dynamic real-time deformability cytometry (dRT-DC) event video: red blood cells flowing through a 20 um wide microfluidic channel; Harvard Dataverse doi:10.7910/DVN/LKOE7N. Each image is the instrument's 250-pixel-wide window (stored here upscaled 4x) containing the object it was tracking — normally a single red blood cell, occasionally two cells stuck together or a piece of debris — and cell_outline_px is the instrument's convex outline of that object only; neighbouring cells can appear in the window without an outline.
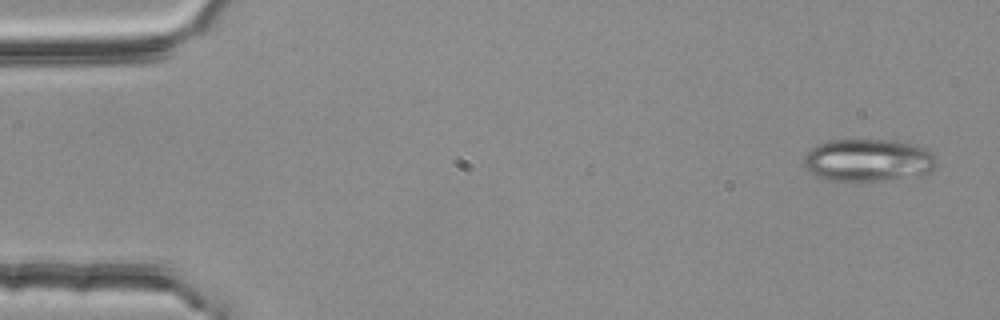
{"species": "common noctule bat (a hibernating species)", "species_latin": "Nyctalus noctula", "temperature_condition": "room temperature", "stored_images_in_passage": 4, "camera_frame_rate_fps": 3000, "um_per_image_px": 0.085, "animal": {"sex": "female", "body_mass_g": 25.1}, "frame": {"image": 1, "passage_image": 1, "time_ms": 0.0, "image_size_px": [1000, 320], "cell_outline_px": [[936, 164], [928, 172], [884, 180], [828, 180], [816, 176], [804, 164], [804, 156], [816, 144], [828, 140], [904, 140], [916, 144], [932, 152], [936, 156]], "centroid_in_image_um": [73.8, 13.58], "position_along_channel_um": 11.2, "area_um2": 32.6}}